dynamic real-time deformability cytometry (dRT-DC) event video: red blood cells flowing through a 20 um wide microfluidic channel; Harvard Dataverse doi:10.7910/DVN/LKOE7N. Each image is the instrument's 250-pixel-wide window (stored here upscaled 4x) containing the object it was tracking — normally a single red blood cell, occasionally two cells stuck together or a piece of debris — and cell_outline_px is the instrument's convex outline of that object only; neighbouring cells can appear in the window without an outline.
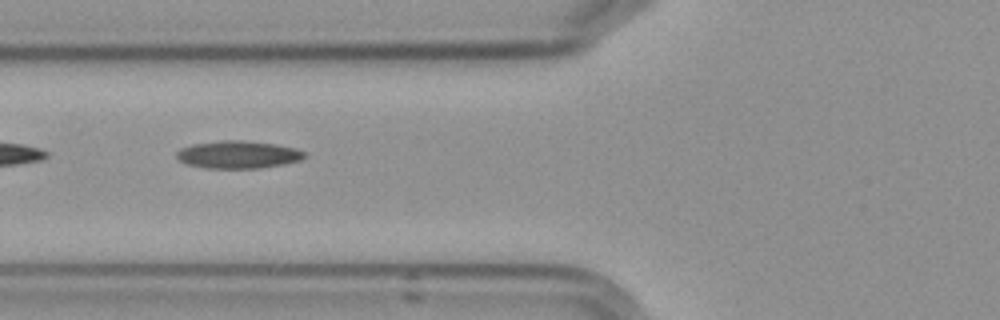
{"species": "Egyptian fruit bat (a non-hibernating species)", "species_latin": "Rousettus aegyptiacus", "temperature_condition": "cold", "stored_images_in_passage": 12, "camera_frame_rate_fps": 3000, "um_per_image_px": 0.085, "frame": {"image": 1, "passage_image": 3, "time_ms": 2.333, "image_size_px": [1000, 320], "cell_outline_px": [[304, 156], [300, 160], [284, 164], [260, 168], [204, 168], [188, 164], [180, 160], [176, 156], [176, 152], [180, 148], [192, 144], [220, 140], [240, 140], [276, 144], [296, 148], [304, 152]], "centroid_in_image_um": [20.21, 13.13], "position_along_channel_um": 105.6, "area_um2": 20.52}}
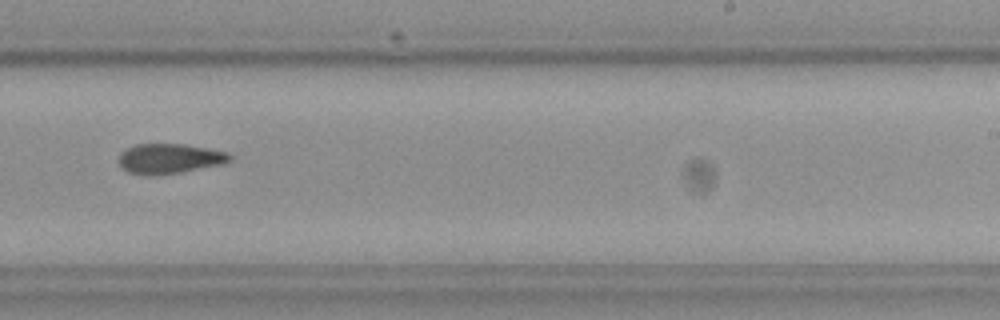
{"frame": {"image": 2, "passage_image": 7, "time_ms": 7.0, "image_size_px": [1000, 320], "cell_outline_px": [[232, 160], [224, 164], [180, 172], [152, 176], [128, 172], [120, 164], [120, 152], [136, 144], [184, 144], [228, 152], [232, 156]], "centroid_in_image_um": [14.44, 13.48], "position_along_channel_um": 274.6, "area_um2": 19.31}}
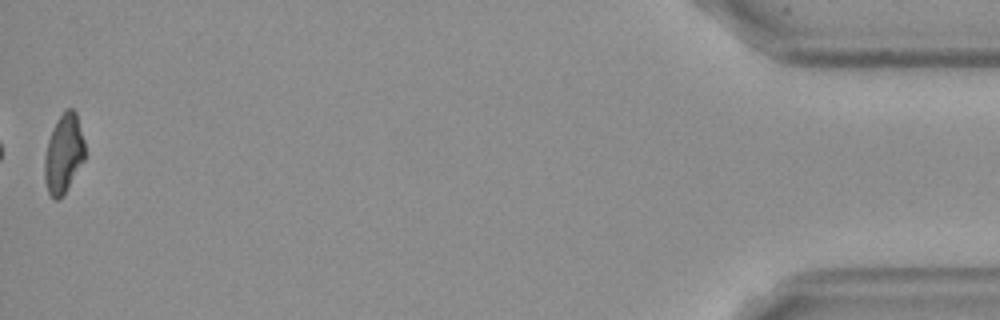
{"frame": {"image": 3, "passage_image": 12, "time_ms": 13.667, "image_size_px": [1000, 320], "cell_outline_px": [[84, 160], [64, 192], [56, 200], [48, 192], [44, 180], [44, 156], [48, 140], [52, 128], [56, 120], [64, 108], [72, 108], [76, 112], [84, 140]], "centroid_in_image_um": [5.39, 12.99], "position_along_channel_um": 429.8, "area_um2": 18.44}, "authors_computed_cell_mechanics": {"area_um2": 19.2474, "velocity_mm_per_s": 3.6177, "shape_relaxation_time_tau1_ms": null, "shape_relaxation_time_tau2_ms": 9.4672, "deformation_change_tau1": null, "deformation_change_tau2": 0.1815}}